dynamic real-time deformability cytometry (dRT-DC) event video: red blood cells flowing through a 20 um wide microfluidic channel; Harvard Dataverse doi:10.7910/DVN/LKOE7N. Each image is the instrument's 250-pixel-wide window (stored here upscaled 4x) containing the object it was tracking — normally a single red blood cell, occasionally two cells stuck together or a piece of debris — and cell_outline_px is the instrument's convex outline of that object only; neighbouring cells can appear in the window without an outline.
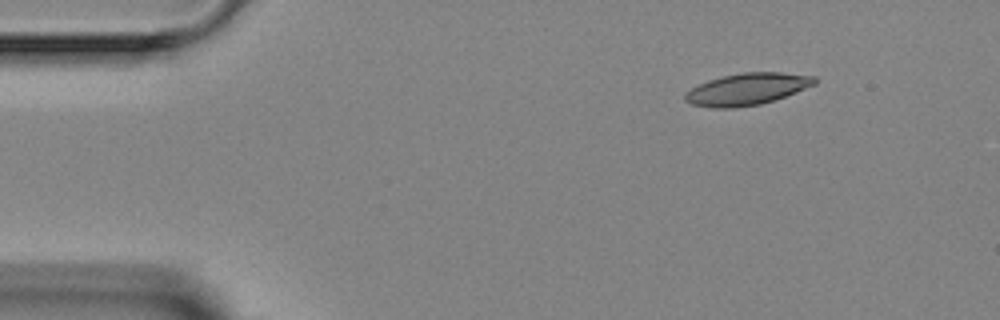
{"species": "Egyptian fruit bat (a non-hibernating species)", "species_latin": "Rousettus aegyptiacus", "temperature_condition": "room temperature", "stored_images_in_passage": 3, "camera_frame_rate_fps": 3000, "um_per_image_px": 0.085, "animal": {"sex": "female"}, "frame": {"image": 1, "passage_image": 1, "time_ms": 0.0, "image_size_px": [1000, 320], "cell_outline_px": [[816, 84], [776, 100], [760, 104], [732, 108], [712, 108], [692, 104], [684, 100], [684, 92], [708, 80], [724, 76], [744, 72], [780, 72], [816, 76]], "centroid_in_image_um": [63.51, 7.58], "position_along_channel_um": 21.5, "area_um2": 24.04}}